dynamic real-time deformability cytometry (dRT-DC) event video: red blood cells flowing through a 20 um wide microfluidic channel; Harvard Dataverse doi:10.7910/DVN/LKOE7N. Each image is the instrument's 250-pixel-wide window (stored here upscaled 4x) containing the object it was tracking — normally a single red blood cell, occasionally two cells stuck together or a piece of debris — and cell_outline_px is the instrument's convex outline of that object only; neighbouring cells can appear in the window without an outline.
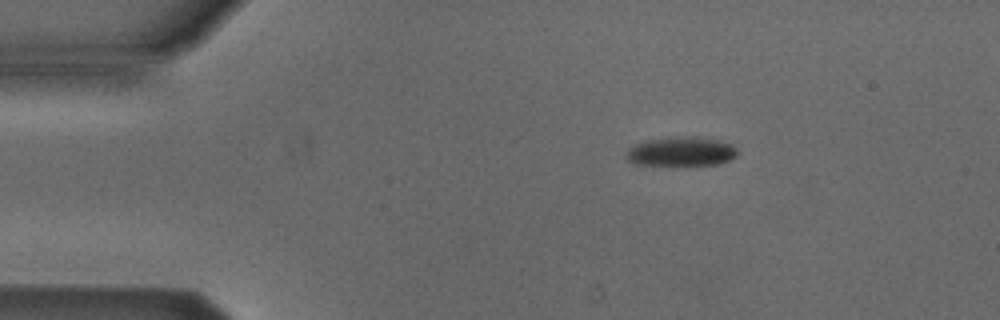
{"species": "Egyptian fruit bat (a non-hibernating species)", "species_latin": "Rousettus aegyptiacus", "temperature_condition": "cold", "stored_images_in_passage": 46, "camera_frame_rate_fps": 3000, "um_per_image_px": 0.085, "animal": {"sex": "male"}, "frame": {"image": 1, "passage_image": 2, "time_ms": 0.333, "image_size_px": [1000, 320], "cell_outline_px": [[740, 152], [736, 156], [728, 160], [716, 164], [688, 168], [680, 168], [632, 164], [624, 156], [628, 148], [636, 144], [648, 140], [688, 136], [700, 136], [720, 140], [732, 144]], "centroid_in_image_um": [57.9, 12.94], "position_along_channel_um": 27.1, "area_um2": 20.11}}
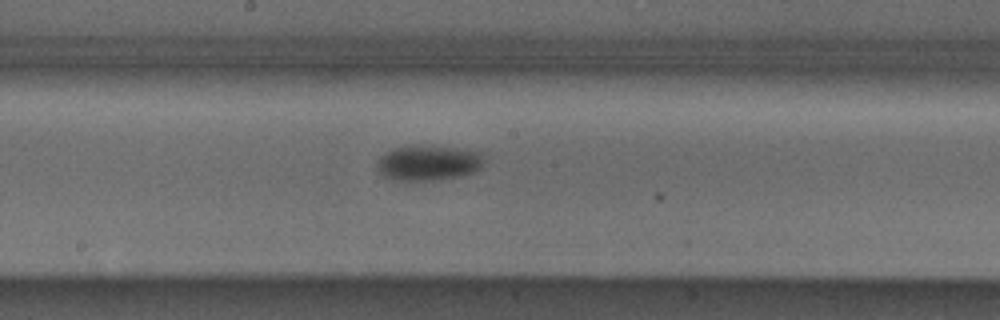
{"frame": {"image": 2, "passage_image": 21, "time_ms": 6.667, "image_size_px": [1000, 320], "cell_outline_px": [[484, 160], [480, 168], [464, 176], [432, 180], [392, 180], [384, 176], [376, 168], [376, 160], [380, 156], [396, 148], [420, 144], [452, 148], [480, 152]], "centroid_in_image_um": [36.37, 13.85], "position_along_channel_um": 211.8, "area_um2": 21.96}}
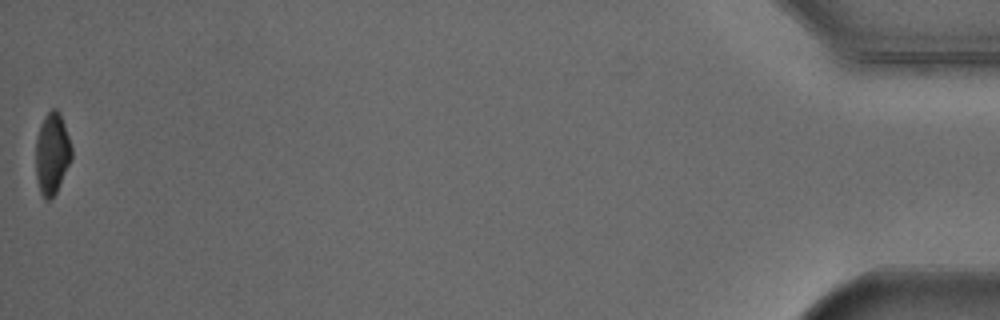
{"frame": {"image": 3, "passage_image": 46, "time_ms": 15.0, "image_size_px": [1000, 320], "cell_outline_px": [[72, 160], [52, 200], [48, 200], [40, 192], [36, 176], [36, 140], [40, 124], [44, 116], [52, 108], [56, 108], [60, 112], [72, 148]], "centroid_in_image_um": [4.43, 13.04], "position_along_channel_um": 430.8, "area_um2": 17.11}, "authors_computed_cell_mechanics": {"area_um2": 20.3456, "velocity_mm_per_s": 3.8615, "shape_relaxation_time_tau1_ms": 2.8306, "shape_relaxation_time_tau2_ms": null, "deformation_change_tau1": 0.1048, "deformation_change_tau2": null}}